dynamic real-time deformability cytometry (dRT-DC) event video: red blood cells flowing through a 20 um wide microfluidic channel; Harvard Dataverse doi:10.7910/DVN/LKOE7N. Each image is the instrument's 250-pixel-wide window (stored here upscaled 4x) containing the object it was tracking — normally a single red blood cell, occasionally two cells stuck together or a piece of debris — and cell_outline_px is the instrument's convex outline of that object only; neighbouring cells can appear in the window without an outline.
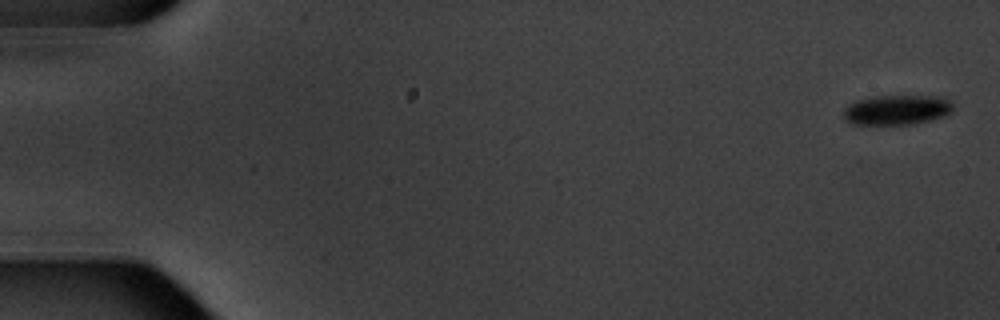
{"species": "common noctule bat (a hibernating species)", "species_latin": "Nyctalus noctula", "temperature_condition": "warm", "stored_images_in_passage": 7, "camera_frame_rate_fps": 3000, "um_per_image_px": 0.085, "animal": {"sex": "male", "body_mass_g": 20.1, "forearm_length_mm": 53.5}, "frame": {"image": 1, "passage_image": 1, "time_ms": 0.0, "image_size_px": [1000, 320], "cell_outline_px": [[952, 112], [944, 116], [932, 120], [912, 124], [852, 124], [844, 120], [844, 108], [848, 104], [856, 100], [876, 96], [936, 96], [952, 100]], "centroid_in_image_um": [76.23, 9.34], "position_along_channel_um": 8.8, "area_um2": 19.19}}
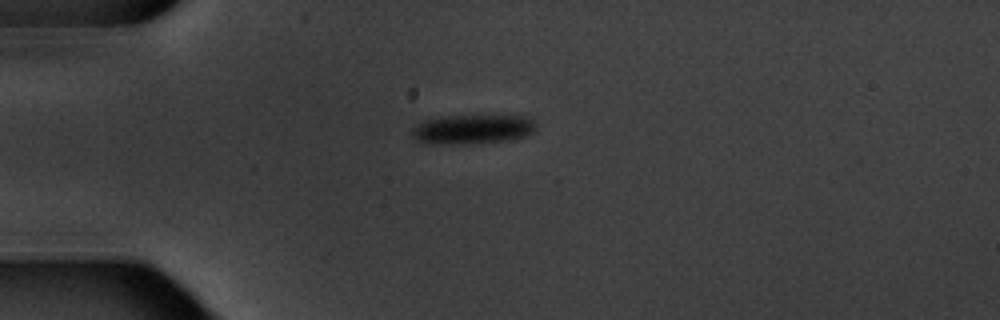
{"frame": {"image": 2, "passage_image": 5, "time_ms": 4.667, "image_size_px": [1000, 320], "cell_outline_px": [[536, 132], [528, 136], [516, 140], [476, 144], [428, 144], [416, 140], [412, 136], [412, 128], [416, 124], [424, 120], [444, 116], [524, 116], [532, 120], [536, 124]], "centroid_in_image_um": [40.2, 11.02], "position_along_channel_um": 44.8, "area_um2": 21.85}}
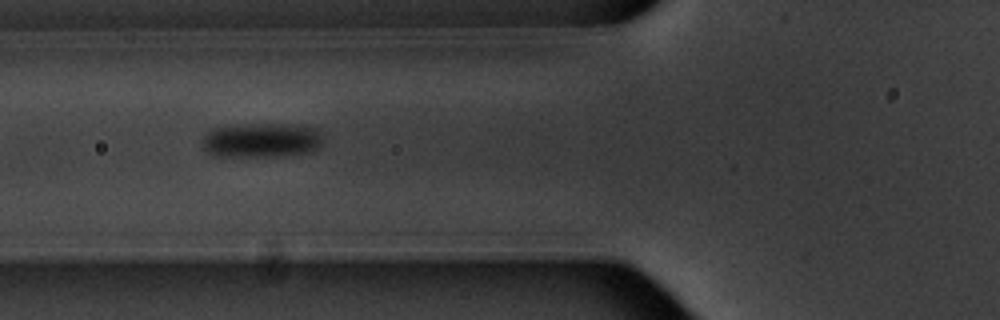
{"frame": {"image": 3, "passage_image": 7, "time_ms": 7.0, "image_size_px": [1000, 320], "cell_outline_px": [[324, 140], [312, 152], [284, 156], [212, 156], [200, 144], [204, 136], [212, 128], [264, 124], [300, 124], [312, 128]], "centroid_in_image_um": [22.21, 11.94], "position_along_channel_um": 103.6, "area_um2": 24.16}}